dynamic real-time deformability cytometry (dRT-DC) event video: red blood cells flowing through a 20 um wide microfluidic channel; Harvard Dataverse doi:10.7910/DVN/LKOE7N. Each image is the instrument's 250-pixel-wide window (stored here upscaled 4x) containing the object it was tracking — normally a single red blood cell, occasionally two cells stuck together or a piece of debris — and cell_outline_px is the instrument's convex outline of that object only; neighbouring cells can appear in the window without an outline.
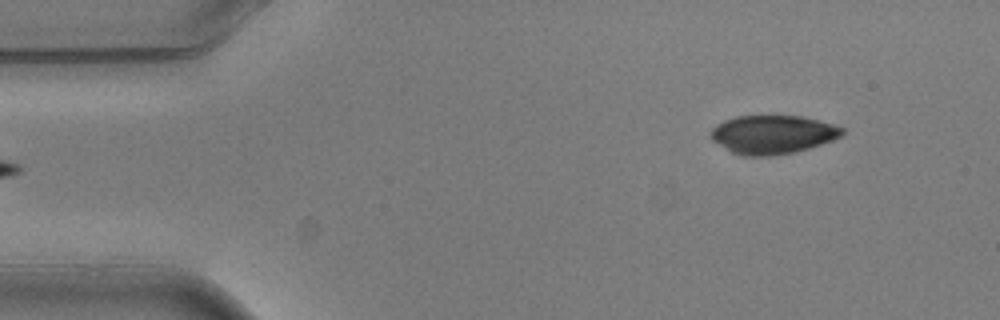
{"species": "common noctule bat (a hibernating species)", "species_latin": "Nyctalus noctula", "temperature_condition": "warm", "stored_images_in_passage": 5, "segment_of_instrument_passage": [2, 2], "camera_frame_rate_fps": 3000, "um_per_image_px": 0.085, "animal": {"sex": "male", "body_mass_g": 20.5, "forearm_length_mm": 52.5}, "frame": {"image": 1, "passage_image": 5, "time_ms": 1.333, "image_size_px": [1000, 320], "cell_outline_px": [[844, 136], [796, 152], [772, 156], [744, 156], [732, 152], [712, 140], [712, 128], [716, 124], [724, 120], [736, 116], [800, 116], [832, 124], [844, 128]], "centroid_in_image_um": [65.68, 11.44], "position_along_channel_um": 19.3, "area_um2": 29.42}}